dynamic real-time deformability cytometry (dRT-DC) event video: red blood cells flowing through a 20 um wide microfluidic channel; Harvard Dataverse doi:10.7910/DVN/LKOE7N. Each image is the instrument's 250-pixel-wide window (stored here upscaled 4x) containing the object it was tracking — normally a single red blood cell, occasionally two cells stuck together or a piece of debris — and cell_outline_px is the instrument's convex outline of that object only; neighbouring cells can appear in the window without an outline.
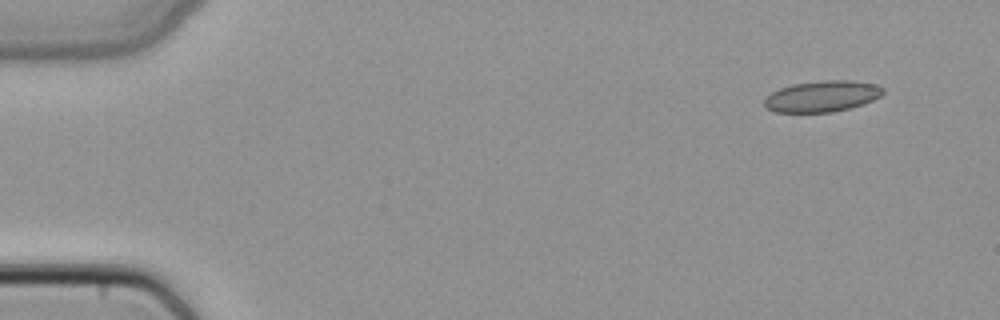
{"species": "common noctule bat (a hibernating species)", "species_latin": "Nyctalus noctula", "temperature_condition": "cold", "stored_images_in_passage": 4, "camera_frame_rate_fps": 3000, "um_per_image_px": 0.085, "animal": {"sex": "female", "body_mass_g": 22.7, "forearm_length_mm": 54.2}, "frame": {"image": 1, "passage_image": 1, "time_ms": 0.0, "image_size_px": [1000, 320], "cell_outline_px": [[884, 92], [880, 96], [872, 100], [848, 108], [832, 112], [776, 112], [764, 108], [764, 100], [772, 92], [780, 88], [792, 84], [824, 80], [852, 80], [876, 84], [884, 88]], "centroid_in_image_um": [69.86, 8.17], "position_along_channel_um": 15.1, "area_um2": 21.44}}
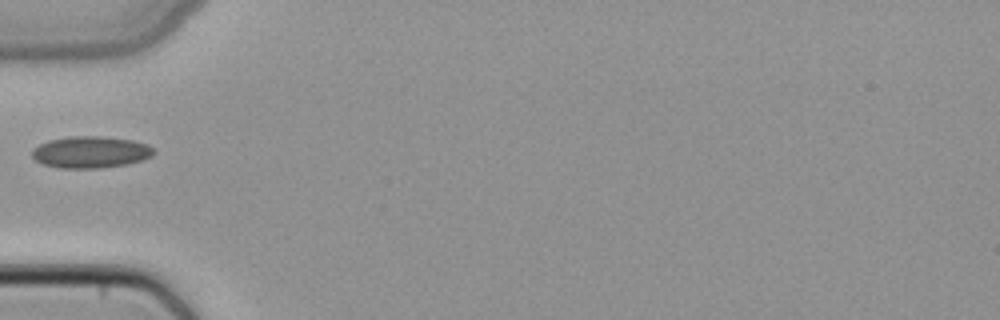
{"frame": {"image": 2, "passage_image": 4, "time_ms": 1.0, "image_size_px": [1000, 320], "cell_outline_px": [[156, 152], [152, 156], [144, 160], [124, 164], [100, 168], [60, 168], [44, 164], [36, 160], [32, 156], [32, 148], [48, 140], [72, 136], [100, 136], [132, 140], [148, 144]], "centroid_in_image_um": [7.71, 12.92], "position_along_channel_um": 77.3, "area_um2": 22.48}}